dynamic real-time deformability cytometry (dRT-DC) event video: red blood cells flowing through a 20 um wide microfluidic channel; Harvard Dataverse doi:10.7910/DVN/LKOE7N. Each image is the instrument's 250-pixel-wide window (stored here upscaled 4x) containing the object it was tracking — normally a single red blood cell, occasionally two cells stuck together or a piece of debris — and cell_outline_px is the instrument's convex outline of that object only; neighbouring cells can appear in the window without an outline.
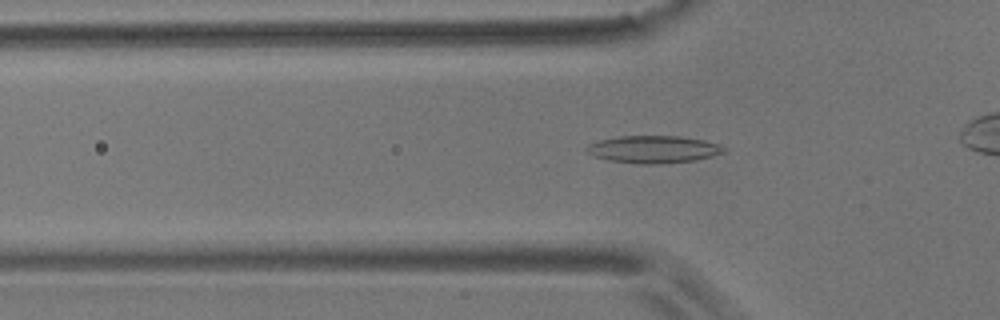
{"species": "common noctule bat (a hibernating species)", "species_latin": "Nyctalus noctula", "temperature_condition": "room temperature", "stored_images_in_passage": 35, "camera_frame_rate_fps": 3000, "um_per_image_px": 0.085, "animal": {"sex": "male", "body_mass_g": 17.9}, "frame": {"image": 1, "passage_image": 7, "time_ms": 2.0, "image_size_px": [1000, 320], "cell_outline_px": [[728, 152], [696, 160], [656, 164], [640, 164], [608, 160], [592, 156], [584, 148], [588, 144], [600, 140], [620, 136], [680, 136], [704, 140], [716, 144], [724, 148]], "centroid_in_image_um": [55.53, 12.7], "position_along_channel_um": 70.3, "area_um2": 21.91}}
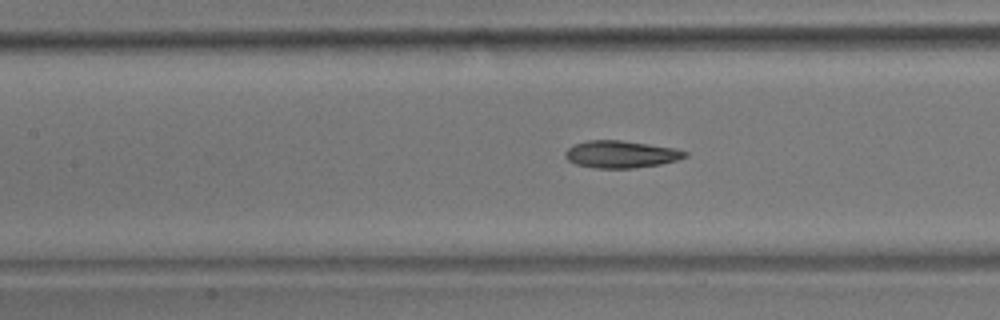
{"frame": {"image": 2, "passage_image": 14, "time_ms": 4.333, "image_size_px": [1000, 320], "cell_outline_px": [[688, 156], [676, 160], [660, 164], [632, 168], [596, 168], [576, 164], [568, 160], [564, 156], [564, 152], [572, 144], [588, 140], [620, 140], [676, 148], [688, 152]], "centroid_in_image_um": [52.76, 13.1], "position_along_channel_um": 154.6, "area_um2": 19.02}}
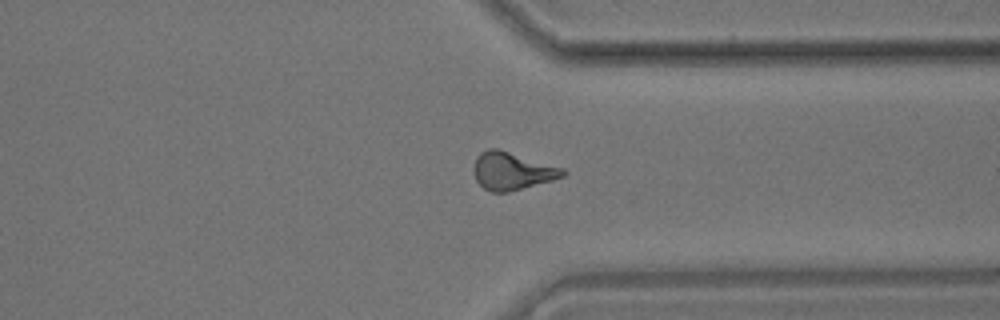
{"frame": {"image": 3, "passage_image": 32, "time_ms": 10.333, "image_size_px": [1000, 320], "cell_outline_px": [[568, 172], [564, 176], [552, 180], [508, 192], [492, 192], [484, 188], [476, 180], [472, 168], [476, 156], [480, 152], [488, 148], [496, 148], [564, 168]], "centroid_in_image_um": [43.5, 14.53], "position_along_channel_um": 367.9, "area_um2": 19.54}}